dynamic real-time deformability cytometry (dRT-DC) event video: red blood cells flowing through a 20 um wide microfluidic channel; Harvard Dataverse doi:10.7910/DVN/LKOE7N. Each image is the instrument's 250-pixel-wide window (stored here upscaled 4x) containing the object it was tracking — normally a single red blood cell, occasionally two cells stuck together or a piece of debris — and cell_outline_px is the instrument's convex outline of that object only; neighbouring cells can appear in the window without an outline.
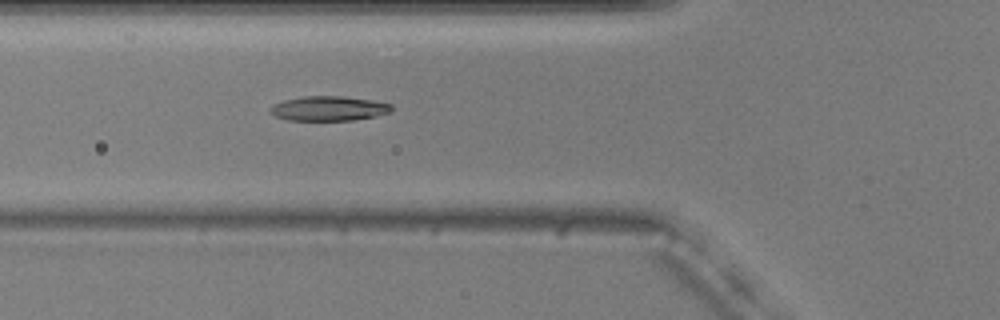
{"species": "common noctule bat (a hibernating species)", "species_latin": "Nyctalus noctula", "temperature_condition": "warm", "stored_images_in_passage": 45, "camera_frame_rate_fps": 3000, "um_per_image_px": 0.085, "animal": {"sex": "male", "body_mass_g": 20.5, "forearm_length_mm": 52.5}, "frame": {"image": 1, "passage_image": 10, "time_ms": 3.0, "image_size_px": [1000, 320], "cell_outline_px": [[392, 112], [376, 116], [352, 120], [288, 120], [276, 116], [268, 112], [268, 108], [284, 100], [300, 96], [344, 96], [372, 100], [392, 104]], "centroid_in_image_um": [27.95, 9.21], "position_along_channel_um": 97.9, "area_um2": 17.51}}
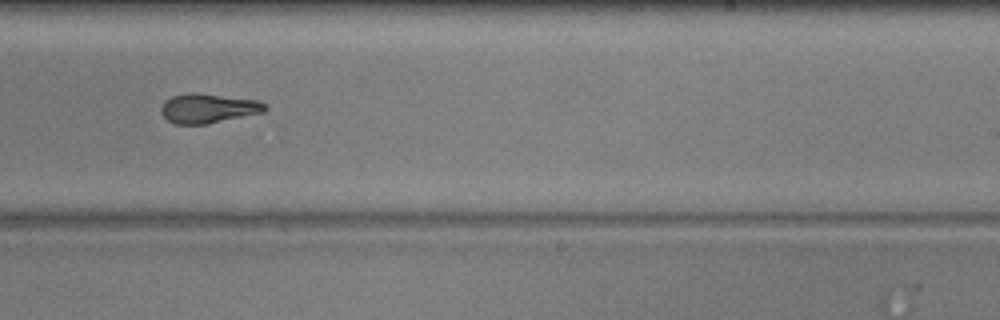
{"frame": {"image": 2, "passage_image": 24, "time_ms": 7.667, "image_size_px": [1000, 320], "cell_outline_px": [[268, 108], [264, 112], [208, 124], [176, 124], [168, 120], [160, 112], [160, 108], [164, 100], [172, 96], [216, 96], [260, 100], [268, 104]], "centroid_in_image_um": [17.75, 9.26], "position_along_channel_um": 271.2, "area_um2": 17.11}}
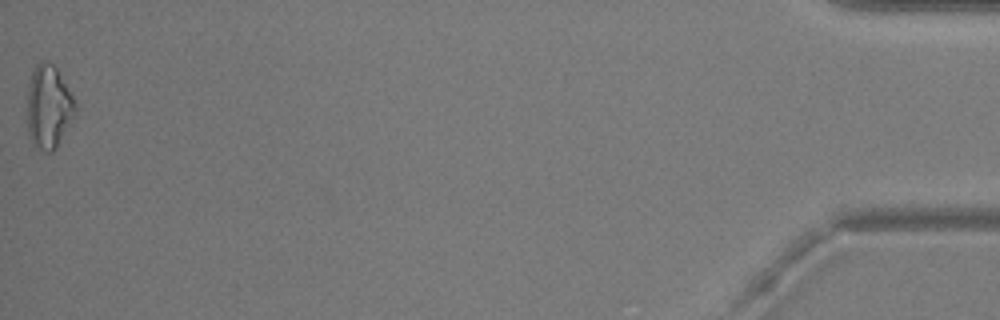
{"frame": {"image": 3, "passage_image": 45, "time_ms": 14.667, "image_size_px": [1000, 320], "cell_outline_px": [[76, 112], [56, 148], [52, 152], [44, 152], [32, 144], [28, 132], [28, 88], [32, 72], [36, 64], [40, 60], [44, 60], [52, 64], [56, 68], [72, 96], [76, 104]], "centroid_in_image_um": [4.12, 9.1], "position_along_channel_um": 431.1, "area_um2": 23.06}, "authors_computed_cell_mechanics": {"area_um2": 18.0914, "velocity_mm_per_s": 3.7074, "shape_relaxation_time_tau1_ms": null, "shape_relaxation_time_tau2_ms": 2.5682, "deformation_change_tau1": null, "deformation_change_tau2": 0.099}}